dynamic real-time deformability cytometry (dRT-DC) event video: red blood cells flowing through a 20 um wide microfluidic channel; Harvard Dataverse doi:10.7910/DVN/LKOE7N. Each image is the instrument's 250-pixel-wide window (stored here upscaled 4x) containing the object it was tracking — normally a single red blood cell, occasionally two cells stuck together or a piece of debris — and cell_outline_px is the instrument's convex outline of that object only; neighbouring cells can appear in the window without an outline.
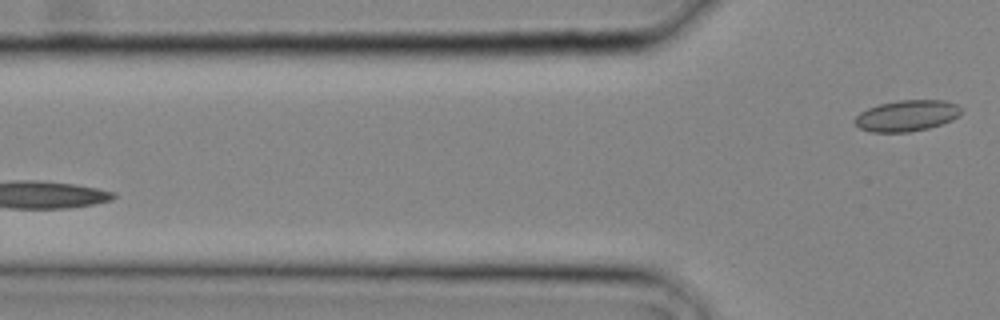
{"species": "common noctule bat (a hibernating species)", "species_latin": "Nyctalus noctula", "temperature_condition": "cold", "stored_images_in_passage": 8, "segment_of_instrument_passage": [2, 2], "camera_frame_rate_fps": 3000, "um_per_image_px": 0.085, "animal": {"sex": "male", "body_mass_g": 20.4}, "frame": {"image": 1, "passage_image": 8, "time_ms": 2.333, "image_size_px": [1000, 320], "cell_outline_px": [[964, 112], [960, 116], [952, 120], [928, 128], [908, 132], [872, 132], [860, 128], [852, 120], [860, 112], [868, 108], [880, 104], [900, 100], [944, 100], [956, 104]], "centroid_in_image_um": [77.09, 9.83], "position_along_channel_um": 48.7, "area_um2": 19.31}}